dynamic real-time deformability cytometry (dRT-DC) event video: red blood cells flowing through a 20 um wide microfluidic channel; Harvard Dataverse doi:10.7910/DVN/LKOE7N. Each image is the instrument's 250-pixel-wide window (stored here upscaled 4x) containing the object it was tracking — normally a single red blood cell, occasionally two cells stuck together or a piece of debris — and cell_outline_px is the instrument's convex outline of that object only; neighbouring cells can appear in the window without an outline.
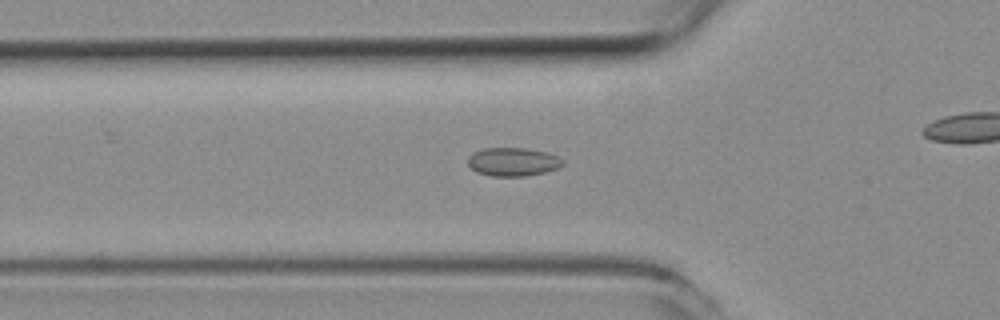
{"species": "common noctule bat (a hibernating species)", "species_latin": "Nyctalus noctula", "temperature_condition": "room temperature", "stored_images_in_passage": 45, "camera_frame_rate_fps": 3000, "um_per_image_px": 0.085, "animal": {"sex": "female", "body_mass_g": 19.3, "forearm_length_mm": 54.1}, "frame": {"image": 1, "passage_image": 10, "time_ms": 3.0, "image_size_px": [1000, 320], "cell_outline_px": [[564, 164], [560, 168], [544, 172], [524, 176], [492, 176], [476, 172], [468, 164], [468, 156], [472, 152], [484, 148], [528, 148], [544, 152], [556, 156], [564, 160]], "centroid_in_image_um": [43.59, 13.75], "position_along_channel_um": 82.2, "area_um2": 15.78}}
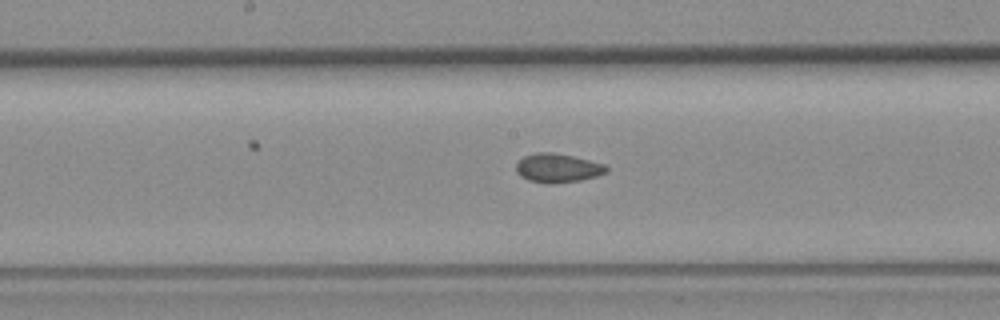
{"frame": {"image": 2, "passage_image": 19, "time_ms": 6.0, "image_size_px": [1000, 320], "cell_outline_px": [[608, 172], [596, 176], [580, 180], [552, 184], [548, 184], [528, 180], [520, 176], [516, 172], [516, 164], [524, 156], [536, 152], [552, 152], [572, 156], [604, 164], [608, 168]], "centroid_in_image_um": [47.38, 14.29], "position_along_channel_um": 200.8, "area_um2": 15.2}}
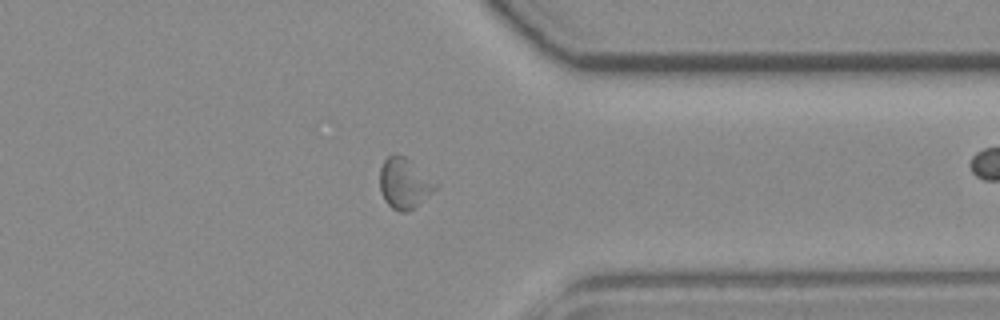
{"frame": {"image": 3, "passage_image": 33, "time_ms": 10.667, "image_size_px": [1000, 320], "cell_outline_px": [[436, 188], [432, 192], [408, 212], [400, 212], [392, 208], [384, 200], [380, 192], [380, 168], [384, 160], [392, 152], [404, 156], [436, 184]], "centroid_in_image_um": [34.29, 15.58], "position_along_channel_um": 377.1, "area_um2": 15.95}, "authors_computed_cell_mechanics": {"area_um2": 15.7216, "velocity_mm_per_s": 3.9274, "shape_relaxation_time_tau1_ms": null, "shape_relaxation_time_tau2_ms": 1.3518, "deformation_change_tau1": null, "deformation_change_tau2": 0.0334}}